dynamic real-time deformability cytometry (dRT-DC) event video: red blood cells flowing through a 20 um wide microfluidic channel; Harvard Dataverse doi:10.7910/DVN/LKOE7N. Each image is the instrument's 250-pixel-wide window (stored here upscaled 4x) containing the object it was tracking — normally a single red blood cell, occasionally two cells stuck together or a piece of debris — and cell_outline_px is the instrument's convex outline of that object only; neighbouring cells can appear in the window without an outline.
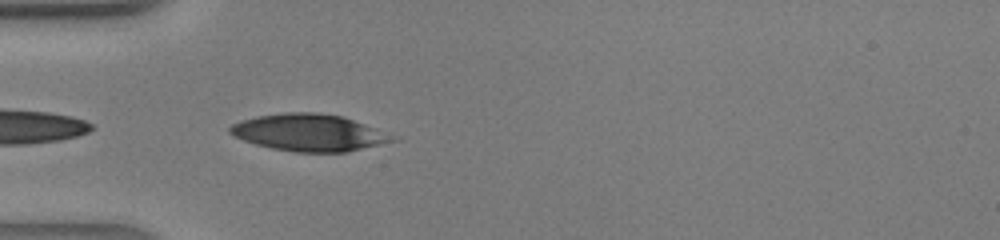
{"species": "human", "species_latin": "Homo sapiens", "temperature_condition": "warm", "stored_images_in_passage": 19, "camera_frame_rate_fps": 3000, "um_per_image_px": 0.085, "donor": {"sex": "male"}, "frame": {"image": 1, "passage_image": 1, "time_ms": 0.0, "image_size_px": [1000, 240], "cell_outline_px": [[400, 136], [396, 140], [348, 152], [296, 152], [272, 148], [256, 144], [232, 136], [228, 132], [228, 128], [232, 124], [240, 120], [256, 116], [284, 112], [316, 112], [344, 116]], "centroid_in_image_um": [26.3, 11.26], "position_along_channel_um": 58.7, "area_um2": 35.43}}
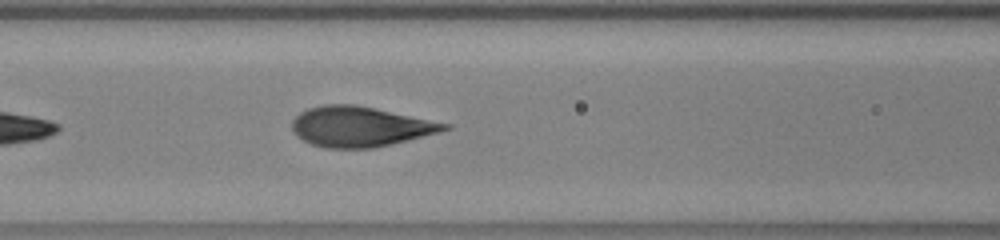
{"frame": {"image": 2, "passage_image": 6, "time_ms": 1.667, "image_size_px": [1000, 240], "cell_outline_px": [[452, 128], [440, 132], [392, 144], [372, 148], [324, 148], [312, 144], [296, 136], [292, 128], [292, 120], [300, 112], [308, 108], [324, 104], [356, 104], [452, 124]], "centroid_in_image_um": [30.62, 10.76], "position_along_channel_um": 136.0, "area_um2": 35.78}}
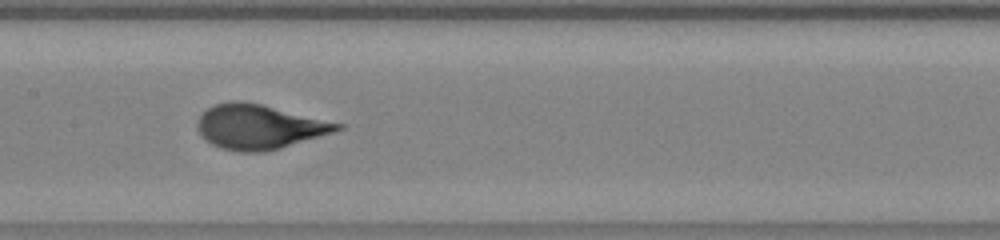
{"frame": {"image": 3, "passage_image": 9, "time_ms": 2.667, "image_size_px": [1000, 240], "cell_outline_px": [[344, 128], [332, 132], [280, 148], [264, 152], [240, 152], [220, 148], [204, 140], [196, 128], [196, 120], [208, 108], [216, 104], [236, 100], [244, 100], [344, 124]], "centroid_in_image_um": [21.98, 10.78], "position_along_channel_um": 185.4, "area_um2": 36.18}}